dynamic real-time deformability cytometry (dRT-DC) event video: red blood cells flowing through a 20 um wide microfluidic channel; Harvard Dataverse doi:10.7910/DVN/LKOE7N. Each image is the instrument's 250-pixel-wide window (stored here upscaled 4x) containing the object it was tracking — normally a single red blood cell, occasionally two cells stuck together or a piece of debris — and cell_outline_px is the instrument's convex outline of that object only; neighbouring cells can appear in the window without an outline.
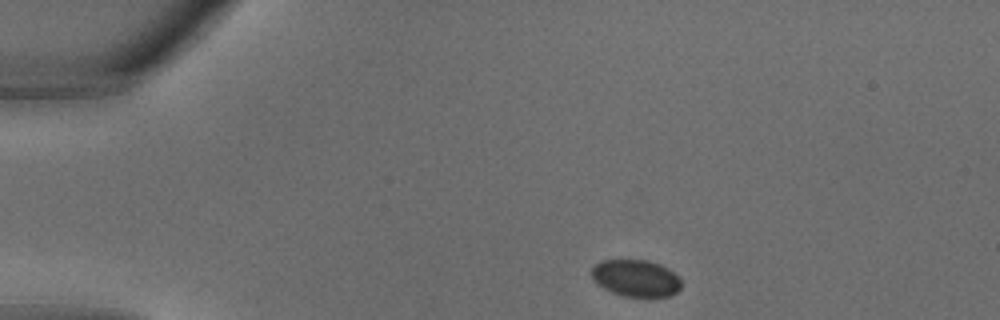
{"species": "common noctule bat (a hibernating species)", "species_latin": "Nyctalus noctula", "temperature_condition": "warm", "stored_images_in_passage": 28, "camera_frame_rate_fps": 3000, "um_per_image_px": 0.085, "animal": {"sex": "male", "body_mass_g": 18.8}, "frame": {"image": 1, "passage_image": 1, "time_ms": 0.0, "image_size_px": [1000, 320], "cell_outline_px": [[680, 288], [676, 292], [668, 296], [624, 296], [612, 292], [604, 288], [592, 280], [592, 268], [596, 264], [604, 260], [648, 260], [660, 264], [668, 268], [680, 280]], "centroid_in_image_um": [54.03, 23.63], "position_along_channel_um": 31.0, "area_um2": 19.02}}
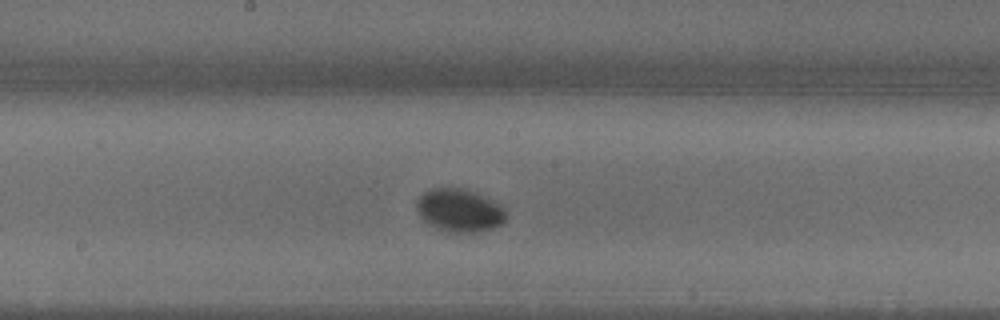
{"frame": {"image": 2, "passage_image": 13, "time_ms": 4.0, "image_size_px": [1000, 320], "cell_outline_px": [[504, 220], [500, 224], [492, 228], [476, 232], [448, 232], [436, 228], [428, 224], [420, 216], [416, 208], [416, 200], [424, 192], [432, 188], [464, 188], [476, 192], [504, 208]], "centroid_in_image_um": [38.99, 17.88], "position_along_channel_um": 209.2, "area_um2": 22.14}}
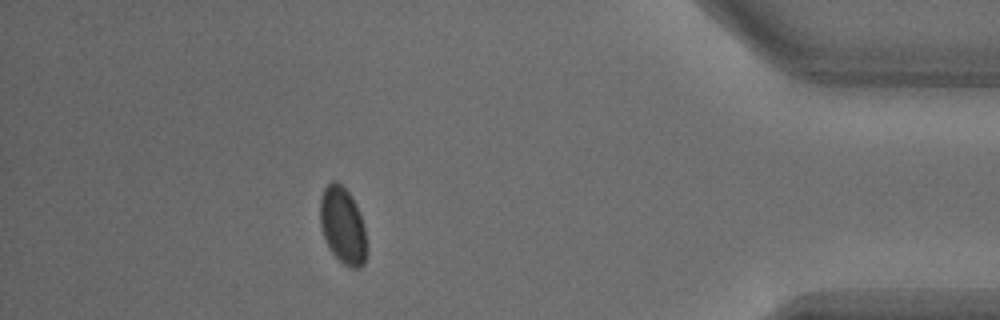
{"frame": {"image": 3, "passage_image": 25, "time_ms": 8.0, "image_size_px": [1000, 320], "cell_outline_px": [[364, 264], [360, 268], [352, 268], [344, 264], [332, 252], [324, 236], [320, 224], [320, 196], [324, 188], [332, 180], [336, 180], [352, 196], [356, 204], [364, 228]], "centroid_in_image_um": [29.09, 19.12], "position_along_channel_um": 406.1, "area_um2": 20.29}}